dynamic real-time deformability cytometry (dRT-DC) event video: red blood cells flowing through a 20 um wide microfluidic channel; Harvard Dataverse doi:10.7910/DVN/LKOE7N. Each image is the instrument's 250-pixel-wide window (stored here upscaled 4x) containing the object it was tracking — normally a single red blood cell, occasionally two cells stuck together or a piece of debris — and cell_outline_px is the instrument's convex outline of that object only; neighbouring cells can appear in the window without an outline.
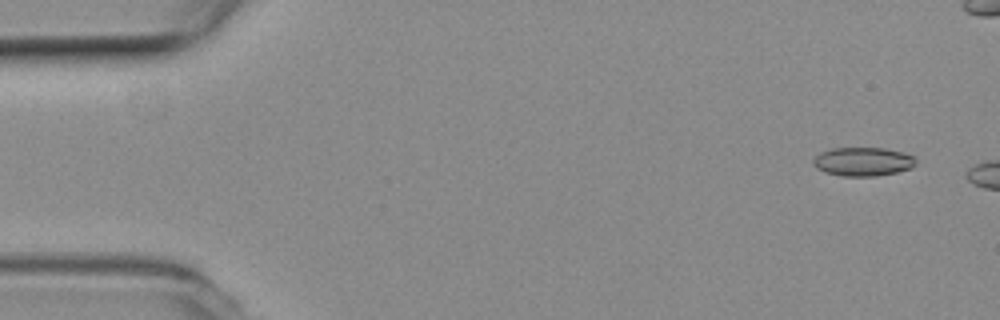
{"species": "common noctule bat (a hibernating species)", "species_latin": "Nyctalus noctula", "temperature_condition": "room temperature", "stored_images_in_passage": 3, "camera_frame_rate_fps": 3000, "um_per_image_px": 0.085, "animal": {"sex": "female", "body_mass_g": 19.3, "forearm_length_mm": 54.1}, "frame": {"image": 1, "passage_image": 1, "time_ms": 0.0, "image_size_px": [1000, 320], "cell_outline_px": [[916, 164], [912, 168], [896, 172], [876, 176], [840, 176], [824, 172], [816, 168], [812, 164], [812, 160], [820, 152], [832, 148], [884, 148], [900, 152], [912, 156], [916, 160]], "centroid_in_image_um": [73.31, 13.74], "position_along_channel_um": 11.7, "area_um2": 17.22}}